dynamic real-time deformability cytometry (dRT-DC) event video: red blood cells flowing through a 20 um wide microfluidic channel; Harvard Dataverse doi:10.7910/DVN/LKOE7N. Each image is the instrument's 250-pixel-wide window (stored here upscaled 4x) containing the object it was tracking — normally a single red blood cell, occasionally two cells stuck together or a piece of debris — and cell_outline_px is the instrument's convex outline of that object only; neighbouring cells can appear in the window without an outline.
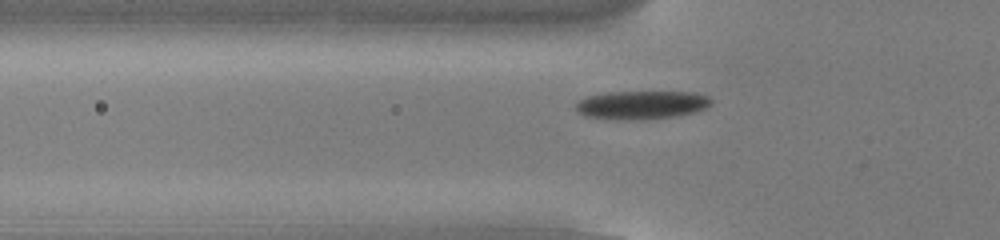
{"species": "common noctule bat (a hibernating species)", "species_latin": "Nyctalus noctula", "temperature_condition": "cold", "stored_images_in_passage": 49, "camera_frame_rate_fps": 3000, "um_per_image_px": 0.085, "animal": {"sex": "male", "body_mass_g": 13.0, "forearm_length_mm": 53.1}, "frame": {"image": 1, "passage_image": 13, "time_ms": 4.0, "image_size_px": [1000, 240], "cell_outline_px": [[712, 104], [704, 108], [692, 112], [676, 116], [588, 116], [580, 112], [576, 108], [576, 104], [580, 100], [588, 96], [608, 92], [696, 92], [708, 96], [712, 100]], "centroid_in_image_um": [54.64, 8.83], "position_along_channel_um": 71.2, "area_um2": 20.69}}
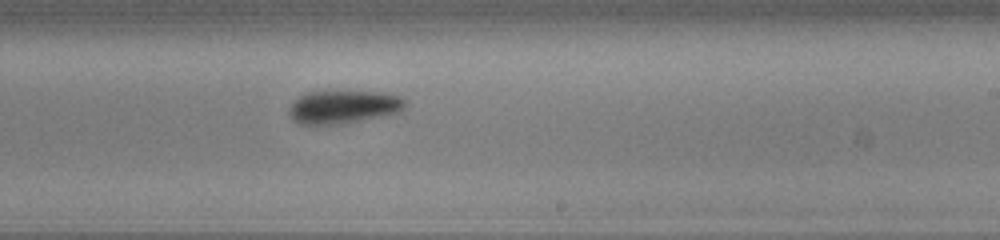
{"frame": {"image": 2, "passage_image": 28, "time_ms": 9.0, "image_size_px": [1000, 240], "cell_outline_px": [[404, 108], [400, 112], [384, 116], [344, 124], [316, 128], [312, 128], [300, 124], [292, 120], [288, 112], [288, 108], [292, 100], [308, 92], [384, 92], [400, 96], [404, 100]], "centroid_in_image_um": [29.1, 9.15], "position_along_channel_um": 259.9, "area_um2": 23.24}}
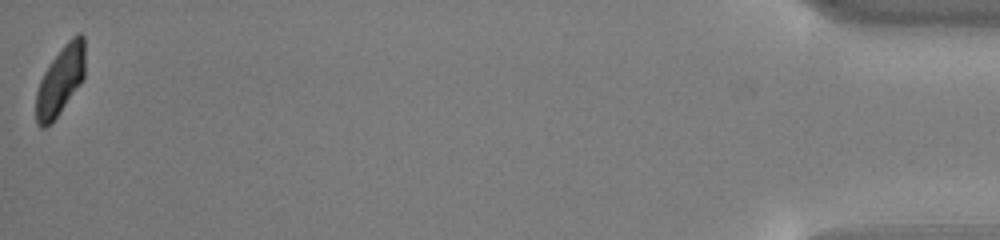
{"frame": {"image": 3, "passage_image": 49, "time_ms": 16.0, "image_size_px": [1000, 240], "cell_outline_px": [[84, 80], [60, 112], [44, 128], [40, 128], [36, 124], [36, 92], [40, 80], [48, 64], [64, 44], [76, 32], [80, 32], [84, 36]], "centroid_in_image_um": [5.14, 6.81], "position_along_channel_um": 430.1, "area_um2": 19.77}, "authors_computed_cell_mechanics": {"area_um2": 21.6172, "velocity_mm_per_s": 3.7788, "shape_relaxation_time_tau1_ms": 2.1, "shape_relaxation_time_tau2_ms": null, "deformation_change_tau1": 0.0846, "deformation_change_tau2": null}}